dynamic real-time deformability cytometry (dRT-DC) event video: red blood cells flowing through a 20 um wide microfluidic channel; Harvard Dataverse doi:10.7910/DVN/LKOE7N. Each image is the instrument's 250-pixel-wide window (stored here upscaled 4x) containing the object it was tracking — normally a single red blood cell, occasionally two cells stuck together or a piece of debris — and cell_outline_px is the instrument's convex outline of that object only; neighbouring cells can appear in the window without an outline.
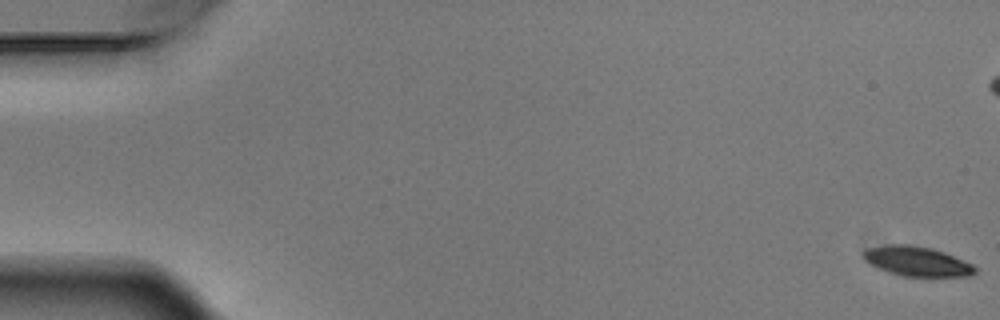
{"species": "Egyptian fruit bat (a non-hibernating species)", "species_latin": "Rousettus aegyptiacus", "temperature_condition": "warm", "stored_images_in_passage": 12, "camera_frame_rate_fps": 3000, "um_per_image_px": 0.085, "animal": {"sex": "male"}, "frame": {"image": 1, "passage_image": 1, "time_ms": 0.0, "image_size_px": [1000, 320], "cell_outline_px": [[976, 272], [972, 276], [904, 276], [880, 268], [864, 260], [864, 248], [888, 244], [908, 244], [932, 248], [944, 252], [972, 264], [976, 268]], "centroid_in_image_um": [77.95, 22.19], "position_along_channel_um": 7.0, "area_um2": 19.07}}
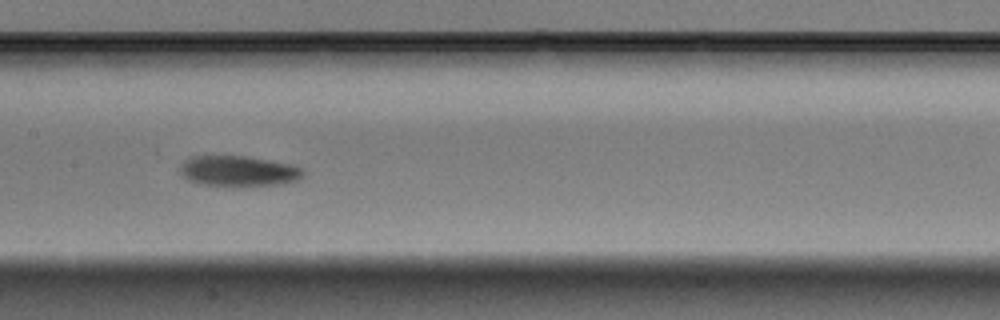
{"frame": {"image": 2, "passage_image": 8, "time_ms": 2.333, "image_size_px": [1000, 320], "cell_outline_px": [[304, 176], [296, 180], [284, 184], [228, 188], [200, 184], [188, 180], [180, 172], [180, 168], [184, 160], [188, 156], [248, 156], [288, 164], [300, 168], [304, 172]], "centroid_in_image_um": [20.23, 14.57], "position_along_channel_um": 187.2, "area_um2": 22.43}}
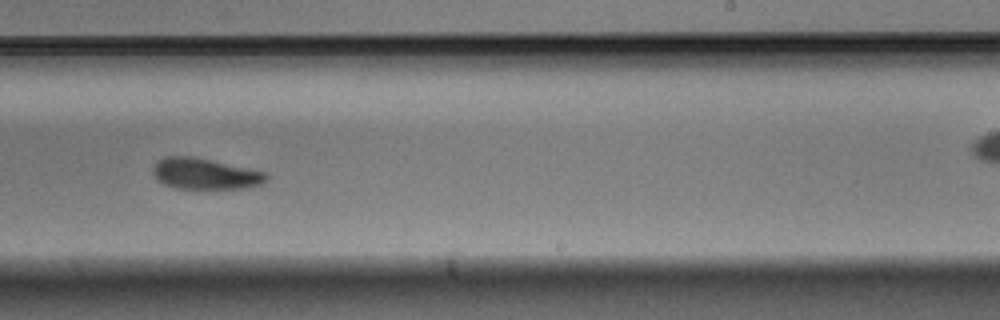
{"frame": {"image": 3, "passage_image": 10, "time_ms": 3.0, "image_size_px": [1000, 320], "cell_outline_px": [[268, 180], [264, 184], [248, 188], [176, 188], [164, 184], [152, 172], [152, 168], [164, 156], [192, 156], [268, 172]], "centroid_in_image_um": [17.51, 14.77], "position_along_channel_um": 271.5, "area_um2": 20.46}}